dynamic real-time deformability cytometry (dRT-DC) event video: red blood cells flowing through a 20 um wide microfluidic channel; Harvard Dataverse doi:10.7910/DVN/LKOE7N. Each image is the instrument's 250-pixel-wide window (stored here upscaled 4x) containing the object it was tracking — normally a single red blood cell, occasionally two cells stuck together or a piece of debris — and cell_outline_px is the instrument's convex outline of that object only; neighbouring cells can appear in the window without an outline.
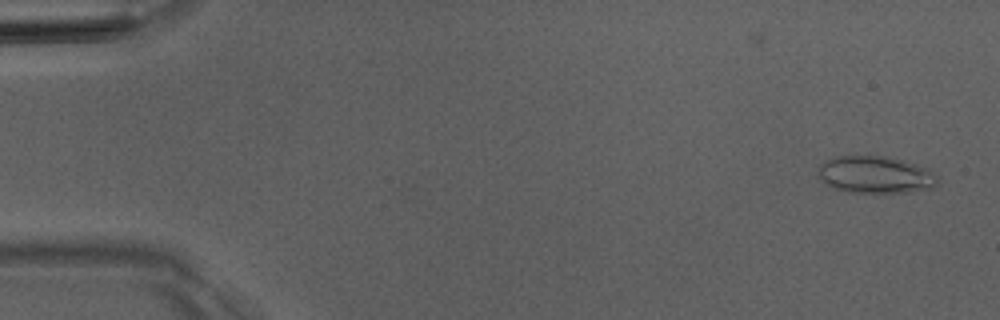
{"species": "Egyptian fruit bat (a non-hibernating species)", "species_latin": "Rousettus aegyptiacus", "temperature_condition": "room temperature", "stored_images_in_passage": 7, "camera_frame_rate_fps": 3000, "um_per_image_px": 0.085, "animal": {"sex": "male"}, "frame": {"image": 1, "passage_image": 1, "time_ms": 0.0, "image_size_px": [1000, 320], "cell_outline_px": [[936, 184], [932, 188], [912, 192], [848, 192], [832, 188], [824, 184], [816, 172], [820, 164], [824, 160], [836, 156], [888, 156], [904, 160], [928, 168], [936, 176]], "centroid_in_image_um": [74.36, 14.84], "position_along_channel_um": 10.6, "area_um2": 26.13}}